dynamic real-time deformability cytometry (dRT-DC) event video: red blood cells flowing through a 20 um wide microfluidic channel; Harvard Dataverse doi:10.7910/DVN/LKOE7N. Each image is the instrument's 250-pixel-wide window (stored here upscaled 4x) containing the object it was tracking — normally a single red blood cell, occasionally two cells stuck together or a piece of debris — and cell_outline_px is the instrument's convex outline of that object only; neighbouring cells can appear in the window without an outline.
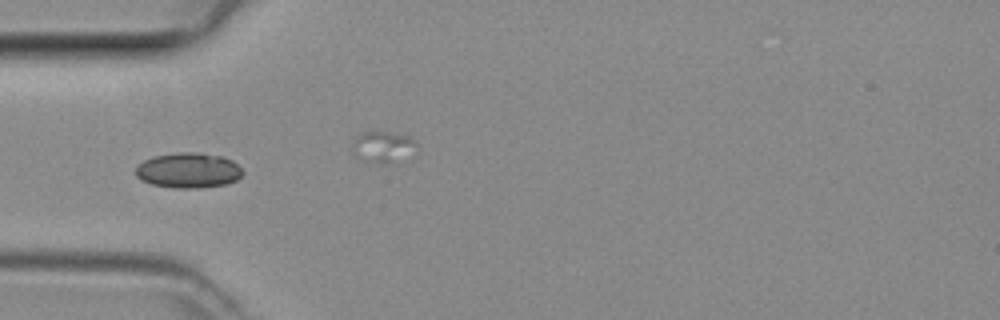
{"species": "common noctule bat (a hibernating species)", "species_latin": "Nyctalus noctula", "temperature_condition": "room temperature", "stored_images_in_passage": 4, "camera_frame_rate_fps": 3000, "um_per_image_px": 0.085, "animal": {"sex": "female", "body_mass_g": 29.2, "forearm_length_mm": 56.3}, "frame": {"image": 1, "passage_image": 1, "time_ms": 0.0, "image_size_px": [1000, 320], "cell_outline_px": [[244, 172], [236, 180], [228, 184], [200, 188], [176, 188], [152, 184], [140, 180], [136, 176], [136, 168], [144, 160], [152, 156], [176, 152], [200, 152], [220, 156], [232, 160]], "centroid_in_image_um": [16.01, 14.48], "position_along_channel_um": 69.0, "area_um2": 22.08}}
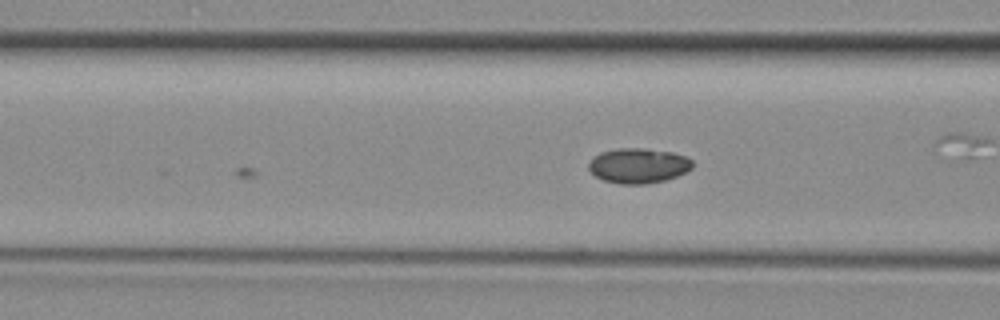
{"frame": {"image": 2, "passage_image": 4, "time_ms": 1.0, "image_size_px": [1000, 320], "cell_outline_px": [[692, 168], [676, 176], [664, 180], [644, 184], [620, 184], [604, 180], [596, 176], [588, 168], [588, 164], [600, 152], [620, 148], [640, 148], [672, 152], [684, 156], [692, 160]], "centroid_in_image_um": [54.25, 14.08], "position_along_channel_um": 112.3, "area_um2": 20.87}}